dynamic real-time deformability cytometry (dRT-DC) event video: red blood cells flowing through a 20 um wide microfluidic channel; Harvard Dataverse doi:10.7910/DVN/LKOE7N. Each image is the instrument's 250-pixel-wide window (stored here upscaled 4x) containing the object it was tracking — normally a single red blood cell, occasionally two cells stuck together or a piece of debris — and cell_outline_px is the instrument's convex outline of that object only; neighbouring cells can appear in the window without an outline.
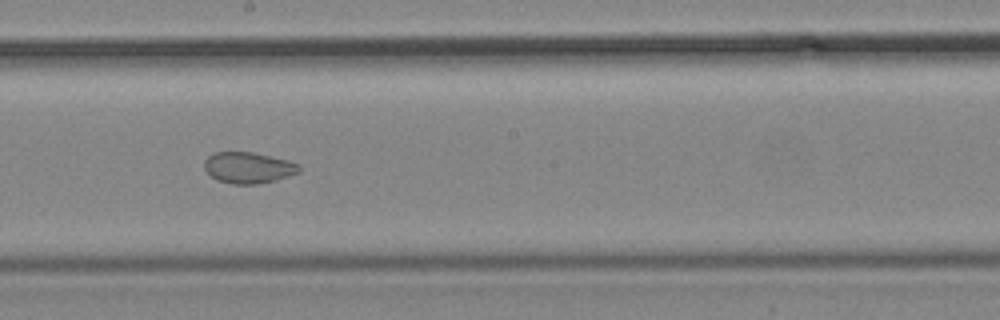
{"species": "common noctule bat (a hibernating species)", "species_latin": "Nyctalus noctula", "temperature_condition": "cold", "stored_images_in_passage": 16, "camera_frame_rate_fps": 3000, "um_per_image_px": 0.085, "animal": {"sex": "male", "body_mass_g": 19.2, "forearm_length_mm": 51.8}, "frame": {"image": 1, "passage_image": 14, "time_ms": 16.0, "image_size_px": [1000, 320], "cell_outline_px": [[300, 172], [276, 180], [256, 184], [232, 184], [216, 180], [204, 168], [204, 160], [212, 152], [252, 152], [288, 160], [300, 164]], "centroid_in_image_um": [21.1, 14.25], "position_along_channel_um": 227.1, "area_um2": 17.28}}